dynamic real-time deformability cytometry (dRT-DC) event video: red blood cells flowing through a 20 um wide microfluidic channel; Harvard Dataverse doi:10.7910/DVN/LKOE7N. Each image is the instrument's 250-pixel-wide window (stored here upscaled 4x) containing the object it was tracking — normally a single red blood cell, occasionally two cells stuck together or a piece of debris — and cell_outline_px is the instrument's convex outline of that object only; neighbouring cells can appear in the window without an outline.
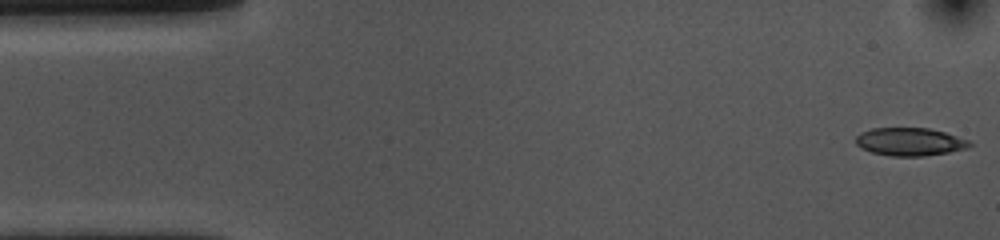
{"species": "common noctule bat (a hibernating species)", "species_latin": "Nyctalus noctula", "temperature_condition": "cold", "stored_images_in_passage": 54, "camera_frame_rate_fps": 3000, "um_per_image_px": 0.085, "animal": {"sex": "female", "body_mass_g": 10.0, "forearm_length_mm": 53.1}, "frame": {"image": 1, "passage_image": 1, "time_ms": 0.0, "image_size_px": [1000, 240], "cell_outline_px": [[972, 144], [968, 148], [948, 152], [924, 156], [892, 156], [872, 152], [860, 148], [856, 144], [856, 136], [860, 132], [872, 128], [928, 128], [944, 132], [968, 140]], "centroid_in_image_um": [77.31, 12.05], "position_along_channel_um": 7.7, "area_um2": 18.5}}
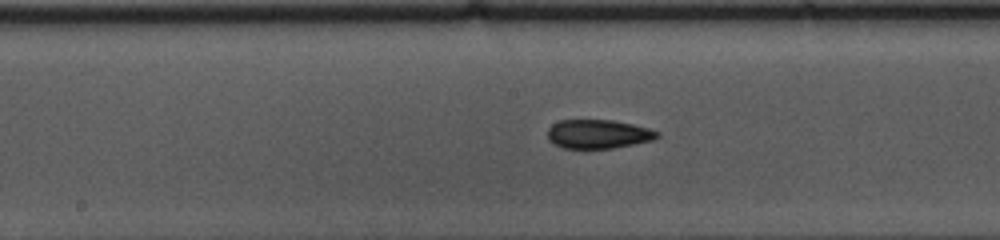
{"frame": {"image": 2, "passage_image": 26, "time_ms": 8.333, "image_size_px": [1000, 240], "cell_outline_px": [[660, 136], [656, 140], [612, 148], [564, 148], [552, 144], [548, 140], [548, 128], [552, 124], [560, 120], [612, 120], [632, 124], [648, 128], [660, 132]], "centroid_in_image_um": [50.86, 11.4], "position_along_channel_um": 197.3, "area_um2": 18.61}}
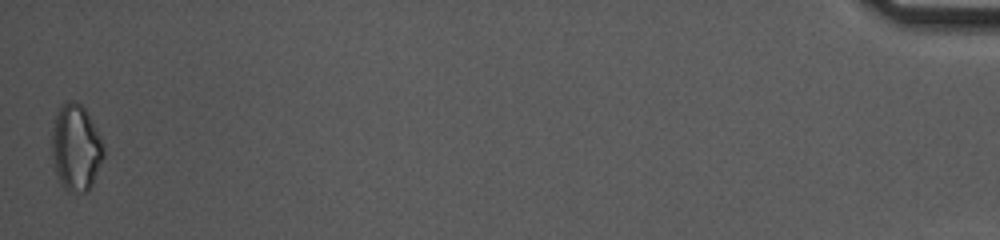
{"frame": {"image": 3, "passage_image": 54, "time_ms": 17.667, "image_size_px": [1000, 240], "cell_outline_px": [[104, 156], [92, 184], [88, 192], [68, 192], [60, 184], [56, 172], [52, 156], [52, 128], [56, 112], [64, 100], [72, 100], [80, 104], [84, 108], [96, 128], [100, 136], [104, 148]], "centroid_in_image_um": [6.44, 12.55], "position_along_channel_um": 428.8, "area_um2": 26.18}, "authors_computed_cell_mechanics": {"area_um2": 19.074, "velocity_mm_per_s": 3.5583, "shape_relaxation_time_tau1_ms": 7.0428, "shape_relaxation_time_tau2_ms": 4.9468, "deformation_change_tau1": 0.1171, "deformation_change_tau2": 0.1035}}